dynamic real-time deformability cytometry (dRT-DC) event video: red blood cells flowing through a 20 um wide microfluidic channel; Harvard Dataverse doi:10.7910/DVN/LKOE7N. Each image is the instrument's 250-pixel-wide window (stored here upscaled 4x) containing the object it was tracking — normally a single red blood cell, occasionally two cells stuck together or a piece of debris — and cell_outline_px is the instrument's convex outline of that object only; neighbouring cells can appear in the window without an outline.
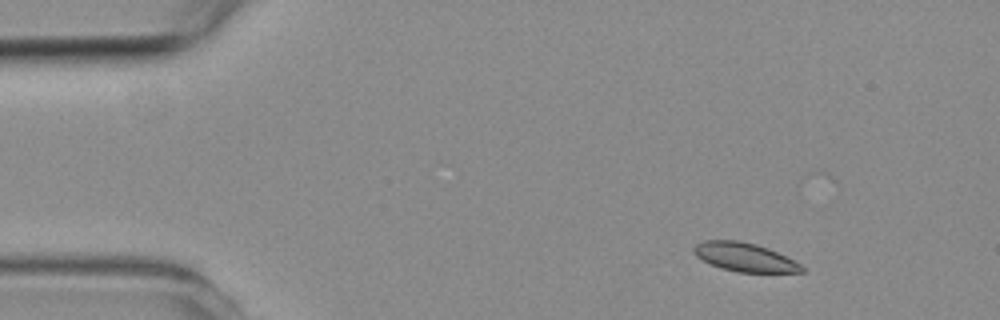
{"species": "common noctule bat (a hibernating species)", "species_latin": "Nyctalus noctula", "temperature_condition": "room temperature", "stored_images_in_passage": 3, "camera_frame_rate_fps": 3000, "um_per_image_px": 0.085, "animal": {"sex": "female", "body_mass_g": 19.3, "forearm_length_mm": 54.1}, "frame": {"image": 1, "passage_image": 1, "time_ms": 0.0, "image_size_px": [1000, 320], "cell_outline_px": [[804, 272], [736, 272], [720, 268], [696, 256], [692, 252], [692, 248], [696, 244], [704, 240], [740, 240], [756, 244], [768, 248], [800, 264], [804, 268]], "centroid_in_image_um": [63.25, 21.85], "position_along_channel_um": 21.8, "area_um2": 17.92}}